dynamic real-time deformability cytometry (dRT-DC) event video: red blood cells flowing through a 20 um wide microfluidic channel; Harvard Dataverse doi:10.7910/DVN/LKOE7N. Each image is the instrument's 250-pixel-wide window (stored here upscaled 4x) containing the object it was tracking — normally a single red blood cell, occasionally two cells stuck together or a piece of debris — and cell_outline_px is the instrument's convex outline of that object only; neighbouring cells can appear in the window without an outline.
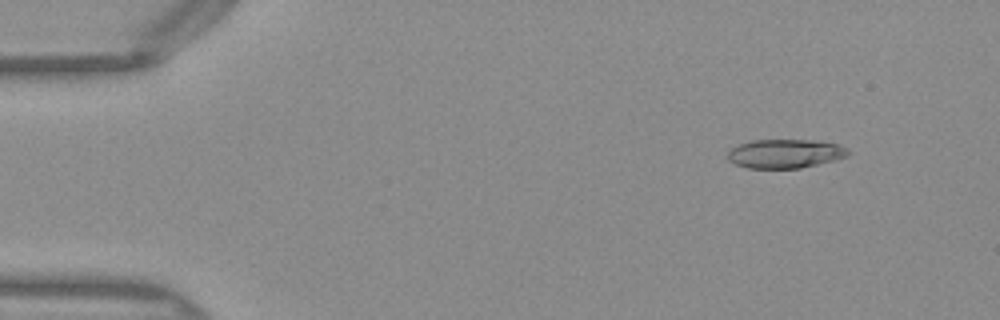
{"species": "Egyptian fruit bat (a non-hibernating species)", "species_latin": "Rousettus aegyptiacus", "temperature_condition": "warm", "stored_images_in_passage": 46, "camera_frame_rate_fps": 3000, "um_per_image_px": 0.085, "frame": {"image": 1, "passage_image": 1, "time_ms": 0.0, "image_size_px": [1000, 320], "cell_outline_px": [[852, 152], [848, 156], [836, 160], [800, 168], [748, 168], [736, 164], [728, 160], [728, 152], [732, 148], [740, 144], [752, 140], [812, 140], [840, 144], [848, 148]], "centroid_in_image_um": [66.8, 13.06], "position_along_channel_um": 18.2, "area_um2": 20.4}}
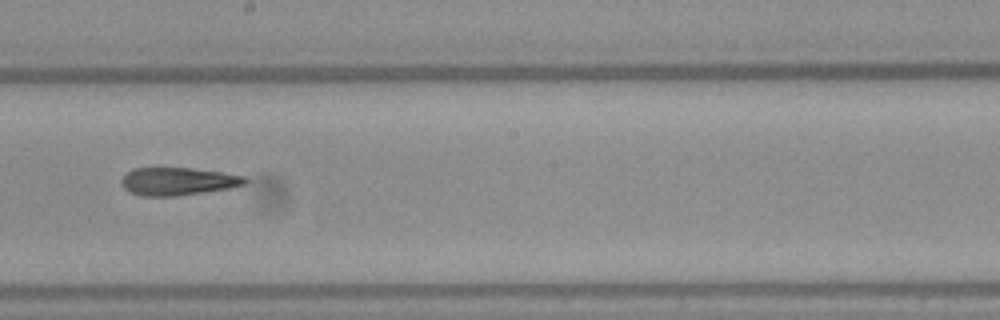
{"frame": {"image": 2, "passage_image": 24, "time_ms": 7.667, "image_size_px": [1000, 320], "cell_outline_px": [[248, 180], [244, 184], [232, 188], [176, 196], [140, 196], [128, 192], [124, 188], [120, 180], [128, 172], [136, 168], [188, 168], [220, 172], [244, 176]], "centroid_in_image_um": [15.1, 15.43], "position_along_channel_um": 233.1, "area_um2": 19.94}}
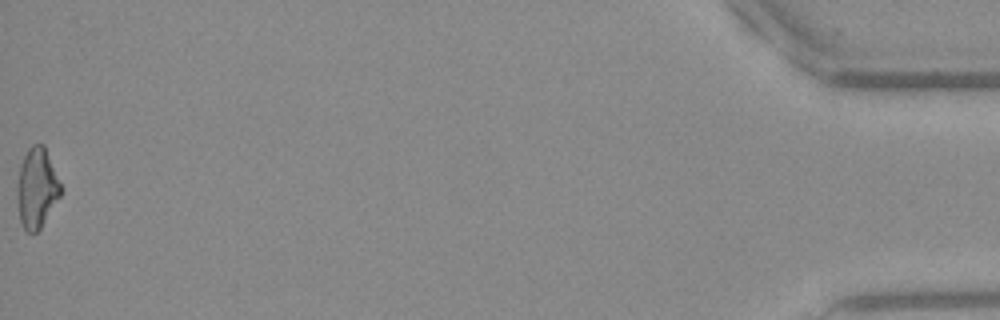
{"frame": {"image": 3, "passage_image": 46, "time_ms": 15.0, "image_size_px": [1000, 320], "cell_outline_px": [[60, 196], [40, 228], [36, 232], [28, 232], [24, 228], [20, 220], [16, 196], [16, 188], [20, 164], [28, 148], [32, 144], [44, 144], [60, 184]], "centroid_in_image_um": [3.09, 15.97], "position_along_channel_um": 432.1, "area_um2": 20.06}, "authors_computed_cell_mechanics": {"area_um2": 20.4323, "velocity_mm_per_s": 4.0664, "shape_relaxation_time_tau1_ms": null, "shape_relaxation_time_tau2_ms": 2.6191, "deformation_change_tau1": null, "deformation_change_tau2": 0.1324}}